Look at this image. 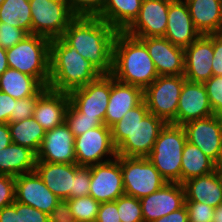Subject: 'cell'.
<instances>
[{
	"instance_id": "1",
	"label": "cell",
	"mask_w": 222,
	"mask_h": 222,
	"mask_svg": "<svg viewBox=\"0 0 222 222\" xmlns=\"http://www.w3.org/2000/svg\"><path fill=\"white\" fill-rule=\"evenodd\" d=\"M117 30L99 17H75L61 38L102 75H111Z\"/></svg>"
},
{
	"instance_id": "2",
	"label": "cell",
	"mask_w": 222,
	"mask_h": 222,
	"mask_svg": "<svg viewBox=\"0 0 222 222\" xmlns=\"http://www.w3.org/2000/svg\"><path fill=\"white\" fill-rule=\"evenodd\" d=\"M166 122L149 112L143 101L111 127L117 156L147 158Z\"/></svg>"
},
{
	"instance_id": "3",
	"label": "cell",
	"mask_w": 222,
	"mask_h": 222,
	"mask_svg": "<svg viewBox=\"0 0 222 222\" xmlns=\"http://www.w3.org/2000/svg\"><path fill=\"white\" fill-rule=\"evenodd\" d=\"M111 75L143 90L159 76L145 44L125 31H118L114 39Z\"/></svg>"
},
{
	"instance_id": "4",
	"label": "cell",
	"mask_w": 222,
	"mask_h": 222,
	"mask_svg": "<svg viewBox=\"0 0 222 222\" xmlns=\"http://www.w3.org/2000/svg\"><path fill=\"white\" fill-rule=\"evenodd\" d=\"M102 74L61 37L51 39L48 88L69 94L100 78Z\"/></svg>"
},
{
	"instance_id": "5",
	"label": "cell",
	"mask_w": 222,
	"mask_h": 222,
	"mask_svg": "<svg viewBox=\"0 0 222 222\" xmlns=\"http://www.w3.org/2000/svg\"><path fill=\"white\" fill-rule=\"evenodd\" d=\"M50 43L47 37L28 34L22 41L6 50L9 68L35 77L48 86L50 75Z\"/></svg>"
},
{
	"instance_id": "6",
	"label": "cell",
	"mask_w": 222,
	"mask_h": 222,
	"mask_svg": "<svg viewBox=\"0 0 222 222\" xmlns=\"http://www.w3.org/2000/svg\"><path fill=\"white\" fill-rule=\"evenodd\" d=\"M186 142L183 126L166 123L147 157L167 183H181V160Z\"/></svg>"
},
{
	"instance_id": "7",
	"label": "cell",
	"mask_w": 222,
	"mask_h": 222,
	"mask_svg": "<svg viewBox=\"0 0 222 222\" xmlns=\"http://www.w3.org/2000/svg\"><path fill=\"white\" fill-rule=\"evenodd\" d=\"M185 80L184 75L158 76L143 90L149 112L166 123L176 124L178 101Z\"/></svg>"
},
{
	"instance_id": "8",
	"label": "cell",
	"mask_w": 222,
	"mask_h": 222,
	"mask_svg": "<svg viewBox=\"0 0 222 222\" xmlns=\"http://www.w3.org/2000/svg\"><path fill=\"white\" fill-rule=\"evenodd\" d=\"M120 164L125 195L141 199L167 183L148 158L120 156Z\"/></svg>"
},
{
	"instance_id": "9",
	"label": "cell",
	"mask_w": 222,
	"mask_h": 222,
	"mask_svg": "<svg viewBox=\"0 0 222 222\" xmlns=\"http://www.w3.org/2000/svg\"><path fill=\"white\" fill-rule=\"evenodd\" d=\"M31 34L51 39L60 38L75 18L68 5L54 0H29Z\"/></svg>"
},
{
	"instance_id": "10",
	"label": "cell",
	"mask_w": 222,
	"mask_h": 222,
	"mask_svg": "<svg viewBox=\"0 0 222 222\" xmlns=\"http://www.w3.org/2000/svg\"><path fill=\"white\" fill-rule=\"evenodd\" d=\"M74 148L76 163L79 166H92L117 157L111 128L105 124L75 137Z\"/></svg>"
},
{
	"instance_id": "11",
	"label": "cell",
	"mask_w": 222,
	"mask_h": 222,
	"mask_svg": "<svg viewBox=\"0 0 222 222\" xmlns=\"http://www.w3.org/2000/svg\"><path fill=\"white\" fill-rule=\"evenodd\" d=\"M111 92V75H102L94 82L70 92V102L86 117L99 118L105 124V115Z\"/></svg>"
},
{
	"instance_id": "12",
	"label": "cell",
	"mask_w": 222,
	"mask_h": 222,
	"mask_svg": "<svg viewBox=\"0 0 222 222\" xmlns=\"http://www.w3.org/2000/svg\"><path fill=\"white\" fill-rule=\"evenodd\" d=\"M124 194L120 156L91 166L89 196L102 203L116 201Z\"/></svg>"
},
{
	"instance_id": "13",
	"label": "cell",
	"mask_w": 222,
	"mask_h": 222,
	"mask_svg": "<svg viewBox=\"0 0 222 222\" xmlns=\"http://www.w3.org/2000/svg\"><path fill=\"white\" fill-rule=\"evenodd\" d=\"M172 0H143L138 17L125 30L136 38L164 37Z\"/></svg>"
},
{
	"instance_id": "14",
	"label": "cell",
	"mask_w": 222,
	"mask_h": 222,
	"mask_svg": "<svg viewBox=\"0 0 222 222\" xmlns=\"http://www.w3.org/2000/svg\"><path fill=\"white\" fill-rule=\"evenodd\" d=\"M213 34L200 35L184 48V77L186 80L205 83L213 76Z\"/></svg>"
},
{
	"instance_id": "15",
	"label": "cell",
	"mask_w": 222,
	"mask_h": 222,
	"mask_svg": "<svg viewBox=\"0 0 222 222\" xmlns=\"http://www.w3.org/2000/svg\"><path fill=\"white\" fill-rule=\"evenodd\" d=\"M182 126L187 141L216 162L222 142V116L212 115L189 121Z\"/></svg>"
},
{
	"instance_id": "16",
	"label": "cell",
	"mask_w": 222,
	"mask_h": 222,
	"mask_svg": "<svg viewBox=\"0 0 222 222\" xmlns=\"http://www.w3.org/2000/svg\"><path fill=\"white\" fill-rule=\"evenodd\" d=\"M15 200L50 214L60 202L36 171L15 177Z\"/></svg>"
},
{
	"instance_id": "17",
	"label": "cell",
	"mask_w": 222,
	"mask_h": 222,
	"mask_svg": "<svg viewBox=\"0 0 222 222\" xmlns=\"http://www.w3.org/2000/svg\"><path fill=\"white\" fill-rule=\"evenodd\" d=\"M185 189L181 183H166L140 200L144 222H152L185 205Z\"/></svg>"
},
{
	"instance_id": "18",
	"label": "cell",
	"mask_w": 222,
	"mask_h": 222,
	"mask_svg": "<svg viewBox=\"0 0 222 222\" xmlns=\"http://www.w3.org/2000/svg\"><path fill=\"white\" fill-rule=\"evenodd\" d=\"M74 136L64 122L45 131L44 139L36 154V161L51 163H76Z\"/></svg>"
},
{
	"instance_id": "19",
	"label": "cell",
	"mask_w": 222,
	"mask_h": 222,
	"mask_svg": "<svg viewBox=\"0 0 222 222\" xmlns=\"http://www.w3.org/2000/svg\"><path fill=\"white\" fill-rule=\"evenodd\" d=\"M146 46L159 76L184 75V48L165 37L138 38Z\"/></svg>"
},
{
	"instance_id": "20",
	"label": "cell",
	"mask_w": 222,
	"mask_h": 222,
	"mask_svg": "<svg viewBox=\"0 0 222 222\" xmlns=\"http://www.w3.org/2000/svg\"><path fill=\"white\" fill-rule=\"evenodd\" d=\"M214 115L203 83L184 81L178 101L176 125Z\"/></svg>"
},
{
	"instance_id": "21",
	"label": "cell",
	"mask_w": 222,
	"mask_h": 222,
	"mask_svg": "<svg viewBox=\"0 0 222 222\" xmlns=\"http://www.w3.org/2000/svg\"><path fill=\"white\" fill-rule=\"evenodd\" d=\"M201 34L194 27L184 0H172L168 8L167 29L164 37L173 45L186 48Z\"/></svg>"
},
{
	"instance_id": "22",
	"label": "cell",
	"mask_w": 222,
	"mask_h": 222,
	"mask_svg": "<svg viewBox=\"0 0 222 222\" xmlns=\"http://www.w3.org/2000/svg\"><path fill=\"white\" fill-rule=\"evenodd\" d=\"M143 101V89L119 82L111 75V92L105 115V125L111 128L122 119L126 112Z\"/></svg>"
},
{
	"instance_id": "23",
	"label": "cell",
	"mask_w": 222,
	"mask_h": 222,
	"mask_svg": "<svg viewBox=\"0 0 222 222\" xmlns=\"http://www.w3.org/2000/svg\"><path fill=\"white\" fill-rule=\"evenodd\" d=\"M69 104L70 98L67 93L48 88L38 98L33 117L45 131L52 130L65 122Z\"/></svg>"
},
{
	"instance_id": "24",
	"label": "cell",
	"mask_w": 222,
	"mask_h": 222,
	"mask_svg": "<svg viewBox=\"0 0 222 222\" xmlns=\"http://www.w3.org/2000/svg\"><path fill=\"white\" fill-rule=\"evenodd\" d=\"M77 163H51L36 161L35 171L42 178L46 187L61 200L70 199L73 190V178Z\"/></svg>"
},
{
	"instance_id": "25",
	"label": "cell",
	"mask_w": 222,
	"mask_h": 222,
	"mask_svg": "<svg viewBox=\"0 0 222 222\" xmlns=\"http://www.w3.org/2000/svg\"><path fill=\"white\" fill-rule=\"evenodd\" d=\"M201 35L222 33V0H184Z\"/></svg>"
},
{
	"instance_id": "26",
	"label": "cell",
	"mask_w": 222,
	"mask_h": 222,
	"mask_svg": "<svg viewBox=\"0 0 222 222\" xmlns=\"http://www.w3.org/2000/svg\"><path fill=\"white\" fill-rule=\"evenodd\" d=\"M185 201H197L214 208L222 205V178L216 170L183 183Z\"/></svg>"
},
{
	"instance_id": "27",
	"label": "cell",
	"mask_w": 222,
	"mask_h": 222,
	"mask_svg": "<svg viewBox=\"0 0 222 222\" xmlns=\"http://www.w3.org/2000/svg\"><path fill=\"white\" fill-rule=\"evenodd\" d=\"M36 154L27 147L11 143L0 149V174L17 177L35 171Z\"/></svg>"
},
{
	"instance_id": "28",
	"label": "cell",
	"mask_w": 222,
	"mask_h": 222,
	"mask_svg": "<svg viewBox=\"0 0 222 222\" xmlns=\"http://www.w3.org/2000/svg\"><path fill=\"white\" fill-rule=\"evenodd\" d=\"M143 0H106L101 20L117 31H125L138 17Z\"/></svg>"
},
{
	"instance_id": "29",
	"label": "cell",
	"mask_w": 222,
	"mask_h": 222,
	"mask_svg": "<svg viewBox=\"0 0 222 222\" xmlns=\"http://www.w3.org/2000/svg\"><path fill=\"white\" fill-rule=\"evenodd\" d=\"M44 86L35 78L16 69L8 68L0 76V91L19 100L36 95Z\"/></svg>"
},
{
	"instance_id": "30",
	"label": "cell",
	"mask_w": 222,
	"mask_h": 222,
	"mask_svg": "<svg viewBox=\"0 0 222 222\" xmlns=\"http://www.w3.org/2000/svg\"><path fill=\"white\" fill-rule=\"evenodd\" d=\"M216 171L215 162L197 146L185 143L181 160V184L185 181Z\"/></svg>"
},
{
	"instance_id": "31",
	"label": "cell",
	"mask_w": 222,
	"mask_h": 222,
	"mask_svg": "<svg viewBox=\"0 0 222 222\" xmlns=\"http://www.w3.org/2000/svg\"><path fill=\"white\" fill-rule=\"evenodd\" d=\"M8 127L12 143L27 147L35 154L38 153L44 139L45 130L34 117L9 122Z\"/></svg>"
},
{
	"instance_id": "32",
	"label": "cell",
	"mask_w": 222,
	"mask_h": 222,
	"mask_svg": "<svg viewBox=\"0 0 222 222\" xmlns=\"http://www.w3.org/2000/svg\"><path fill=\"white\" fill-rule=\"evenodd\" d=\"M0 22L19 27L31 34L32 17L29 0H4L0 5Z\"/></svg>"
},
{
	"instance_id": "33",
	"label": "cell",
	"mask_w": 222,
	"mask_h": 222,
	"mask_svg": "<svg viewBox=\"0 0 222 222\" xmlns=\"http://www.w3.org/2000/svg\"><path fill=\"white\" fill-rule=\"evenodd\" d=\"M75 222H95L100 207V202L92 196H83L66 200Z\"/></svg>"
},
{
	"instance_id": "34",
	"label": "cell",
	"mask_w": 222,
	"mask_h": 222,
	"mask_svg": "<svg viewBox=\"0 0 222 222\" xmlns=\"http://www.w3.org/2000/svg\"><path fill=\"white\" fill-rule=\"evenodd\" d=\"M65 123L73 133L74 138L88 130L104 125L99 118L86 117L71 102L66 112Z\"/></svg>"
},
{
	"instance_id": "35",
	"label": "cell",
	"mask_w": 222,
	"mask_h": 222,
	"mask_svg": "<svg viewBox=\"0 0 222 222\" xmlns=\"http://www.w3.org/2000/svg\"><path fill=\"white\" fill-rule=\"evenodd\" d=\"M115 202L121 222H144L139 199L124 194Z\"/></svg>"
},
{
	"instance_id": "36",
	"label": "cell",
	"mask_w": 222,
	"mask_h": 222,
	"mask_svg": "<svg viewBox=\"0 0 222 222\" xmlns=\"http://www.w3.org/2000/svg\"><path fill=\"white\" fill-rule=\"evenodd\" d=\"M106 0H67V5L75 17H98Z\"/></svg>"
},
{
	"instance_id": "37",
	"label": "cell",
	"mask_w": 222,
	"mask_h": 222,
	"mask_svg": "<svg viewBox=\"0 0 222 222\" xmlns=\"http://www.w3.org/2000/svg\"><path fill=\"white\" fill-rule=\"evenodd\" d=\"M47 89L48 86H44L36 95L17 100L14 112L11 113V122H17L33 117L37 100Z\"/></svg>"
},
{
	"instance_id": "38",
	"label": "cell",
	"mask_w": 222,
	"mask_h": 222,
	"mask_svg": "<svg viewBox=\"0 0 222 222\" xmlns=\"http://www.w3.org/2000/svg\"><path fill=\"white\" fill-rule=\"evenodd\" d=\"M91 181V166H77L73 178V190L70 199L89 195Z\"/></svg>"
},
{
	"instance_id": "39",
	"label": "cell",
	"mask_w": 222,
	"mask_h": 222,
	"mask_svg": "<svg viewBox=\"0 0 222 222\" xmlns=\"http://www.w3.org/2000/svg\"><path fill=\"white\" fill-rule=\"evenodd\" d=\"M203 85L214 115L222 116V76H212Z\"/></svg>"
},
{
	"instance_id": "40",
	"label": "cell",
	"mask_w": 222,
	"mask_h": 222,
	"mask_svg": "<svg viewBox=\"0 0 222 222\" xmlns=\"http://www.w3.org/2000/svg\"><path fill=\"white\" fill-rule=\"evenodd\" d=\"M188 222H213L215 208L197 201H185Z\"/></svg>"
},
{
	"instance_id": "41",
	"label": "cell",
	"mask_w": 222,
	"mask_h": 222,
	"mask_svg": "<svg viewBox=\"0 0 222 222\" xmlns=\"http://www.w3.org/2000/svg\"><path fill=\"white\" fill-rule=\"evenodd\" d=\"M28 33L8 23L0 22V46L3 49H9L22 41Z\"/></svg>"
},
{
	"instance_id": "42",
	"label": "cell",
	"mask_w": 222,
	"mask_h": 222,
	"mask_svg": "<svg viewBox=\"0 0 222 222\" xmlns=\"http://www.w3.org/2000/svg\"><path fill=\"white\" fill-rule=\"evenodd\" d=\"M15 201V177L0 174V210Z\"/></svg>"
},
{
	"instance_id": "43",
	"label": "cell",
	"mask_w": 222,
	"mask_h": 222,
	"mask_svg": "<svg viewBox=\"0 0 222 222\" xmlns=\"http://www.w3.org/2000/svg\"><path fill=\"white\" fill-rule=\"evenodd\" d=\"M95 222H121L115 201L102 202Z\"/></svg>"
},
{
	"instance_id": "44",
	"label": "cell",
	"mask_w": 222,
	"mask_h": 222,
	"mask_svg": "<svg viewBox=\"0 0 222 222\" xmlns=\"http://www.w3.org/2000/svg\"><path fill=\"white\" fill-rule=\"evenodd\" d=\"M48 222H74L72 212L66 200L60 202L48 214Z\"/></svg>"
},
{
	"instance_id": "45",
	"label": "cell",
	"mask_w": 222,
	"mask_h": 222,
	"mask_svg": "<svg viewBox=\"0 0 222 222\" xmlns=\"http://www.w3.org/2000/svg\"><path fill=\"white\" fill-rule=\"evenodd\" d=\"M214 58L212 59L213 76H222V33L213 34Z\"/></svg>"
},
{
	"instance_id": "46",
	"label": "cell",
	"mask_w": 222,
	"mask_h": 222,
	"mask_svg": "<svg viewBox=\"0 0 222 222\" xmlns=\"http://www.w3.org/2000/svg\"><path fill=\"white\" fill-rule=\"evenodd\" d=\"M16 99L0 91V123L11 122V113L14 112Z\"/></svg>"
},
{
	"instance_id": "47",
	"label": "cell",
	"mask_w": 222,
	"mask_h": 222,
	"mask_svg": "<svg viewBox=\"0 0 222 222\" xmlns=\"http://www.w3.org/2000/svg\"><path fill=\"white\" fill-rule=\"evenodd\" d=\"M22 222H48V214L35 209L32 206L21 203Z\"/></svg>"
},
{
	"instance_id": "48",
	"label": "cell",
	"mask_w": 222,
	"mask_h": 222,
	"mask_svg": "<svg viewBox=\"0 0 222 222\" xmlns=\"http://www.w3.org/2000/svg\"><path fill=\"white\" fill-rule=\"evenodd\" d=\"M0 222H22L21 203L16 200L0 210Z\"/></svg>"
},
{
	"instance_id": "49",
	"label": "cell",
	"mask_w": 222,
	"mask_h": 222,
	"mask_svg": "<svg viewBox=\"0 0 222 222\" xmlns=\"http://www.w3.org/2000/svg\"><path fill=\"white\" fill-rule=\"evenodd\" d=\"M152 222H188V212L184 205L182 208Z\"/></svg>"
},
{
	"instance_id": "50",
	"label": "cell",
	"mask_w": 222,
	"mask_h": 222,
	"mask_svg": "<svg viewBox=\"0 0 222 222\" xmlns=\"http://www.w3.org/2000/svg\"><path fill=\"white\" fill-rule=\"evenodd\" d=\"M12 143L8 123H0V149L8 147Z\"/></svg>"
},
{
	"instance_id": "51",
	"label": "cell",
	"mask_w": 222,
	"mask_h": 222,
	"mask_svg": "<svg viewBox=\"0 0 222 222\" xmlns=\"http://www.w3.org/2000/svg\"><path fill=\"white\" fill-rule=\"evenodd\" d=\"M9 68L6 49L0 46V76Z\"/></svg>"
},
{
	"instance_id": "52",
	"label": "cell",
	"mask_w": 222,
	"mask_h": 222,
	"mask_svg": "<svg viewBox=\"0 0 222 222\" xmlns=\"http://www.w3.org/2000/svg\"><path fill=\"white\" fill-rule=\"evenodd\" d=\"M213 222H222V205L215 208Z\"/></svg>"
},
{
	"instance_id": "53",
	"label": "cell",
	"mask_w": 222,
	"mask_h": 222,
	"mask_svg": "<svg viewBox=\"0 0 222 222\" xmlns=\"http://www.w3.org/2000/svg\"><path fill=\"white\" fill-rule=\"evenodd\" d=\"M215 167H222V142H221V147H220L218 158L215 162Z\"/></svg>"
},
{
	"instance_id": "54",
	"label": "cell",
	"mask_w": 222,
	"mask_h": 222,
	"mask_svg": "<svg viewBox=\"0 0 222 222\" xmlns=\"http://www.w3.org/2000/svg\"><path fill=\"white\" fill-rule=\"evenodd\" d=\"M216 170L219 172V174L222 178V167H216Z\"/></svg>"
},
{
	"instance_id": "55",
	"label": "cell",
	"mask_w": 222,
	"mask_h": 222,
	"mask_svg": "<svg viewBox=\"0 0 222 222\" xmlns=\"http://www.w3.org/2000/svg\"><path fill=\"white\" fill-rule=\"evenodd\" d=\"M54 1L63 2L67 4V0H54Z\"/></svg>"
}]
</instances>
